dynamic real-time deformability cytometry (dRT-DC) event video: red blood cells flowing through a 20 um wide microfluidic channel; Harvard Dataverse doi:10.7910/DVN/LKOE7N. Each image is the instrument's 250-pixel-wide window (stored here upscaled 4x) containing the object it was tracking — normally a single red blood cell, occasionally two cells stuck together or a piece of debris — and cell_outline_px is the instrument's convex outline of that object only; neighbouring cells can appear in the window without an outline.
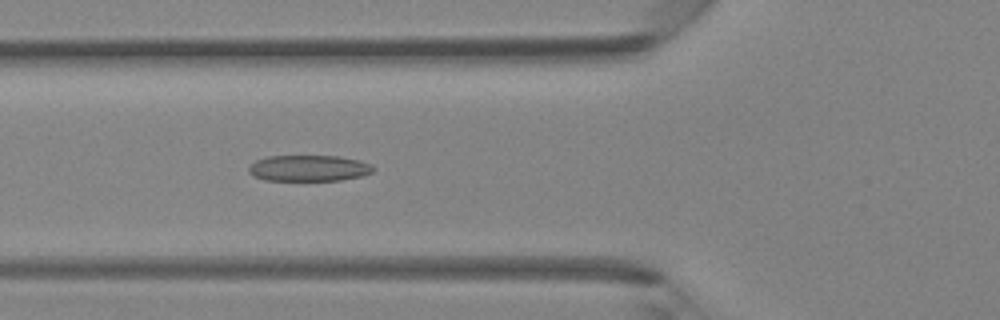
{"species": "Egyptian fruit bat (a non-hibernating species)", "species_latin": "Rousettus aegyptiacus", "temperature_condition": "room temperature", "stored_images_in_passage": 42, "camera_frame_rate_fps": 3000, "um_per_image_px": 0.085, "animal": {"sex": "female"}, "frame": {"image": 1, "passage_image": 16, "time_ms": 5.0, "image_size_px": [1000, 320], "cell_outline_px": [[376, 168], [372, 172], [360, 176], [340, 180], [264, 180], [248, 172], [248, 168], [256, 160], [264, 156], [340, 156], [360, 160], [372, 164]], "centroid_in_image_um": [26.27, 14.28], "position_along_channel_um": 99.5, "area_um2": 18.96}}
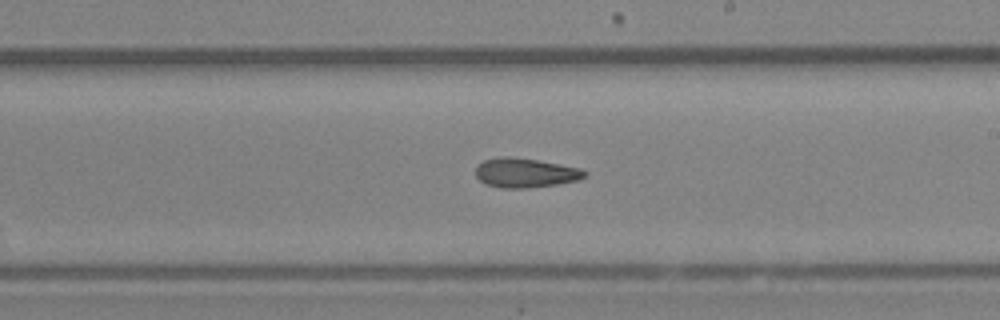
{"frame": {"image": 2, "passage_image": 25, "time_ms": 8.0, "image_size_px": [1000, 320], "cell_outline_px": [[588, 176], [580, 180], [556, 184], [528, 188], [500, 188], [484, 184], [476, 176], [476, 164], [484, 160], [500, 156], [508, 156], [536, 160], [580, 168], [588, 172]], "centroid_in_image_um": [44.64, 14.69], "position_along_channel_um": 244.4, "area_um2": 18.84}}
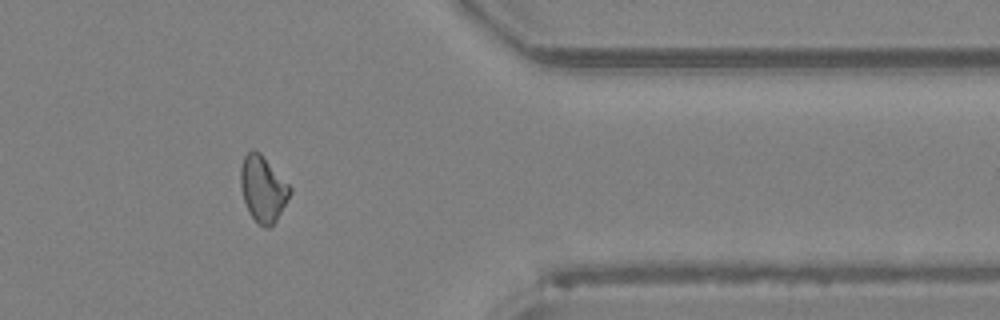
{"frame": {"image": 3, "passage_image": 35, "time_ms": 11.333, "image_size_px": [1000, 320], "cell_outline_px": [[292, 192], [276, 220], [268, 228], [264, 228], [248, 212], [244, 200], [240, 184], [240, 168], [244, 156], [252, 148], [260, 152], [292, 188]], "centroid_in_image_um": [22.34, 16.02], "position_along_channel_um": 389.1, "area_um2": 18.84}}